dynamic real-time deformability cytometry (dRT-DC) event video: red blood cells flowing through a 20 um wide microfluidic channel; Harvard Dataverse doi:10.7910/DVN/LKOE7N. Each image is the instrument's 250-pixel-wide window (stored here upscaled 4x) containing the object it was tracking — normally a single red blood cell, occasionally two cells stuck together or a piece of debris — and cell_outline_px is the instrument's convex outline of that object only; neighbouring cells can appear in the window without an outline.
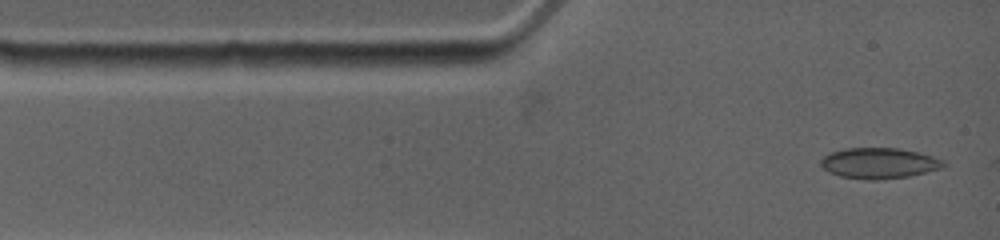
{"species": "common noctule bat (a hibernating species)", "species_latin": "Nyctalus noctula", "temperature_condition": "warm", "stored_images_in_passage": 4, "camera_frame_rate_fps": 4500, "um_per_image_px": 0.085, "animal": {"sex": "female", "body_mass_g": 19.0, "forearm_length_mm": 53.3}, "frame": {"image": 1, "passage_image": 1, "time_ms": 0.0, "image_size_px": [1000, 240], "cell_outline_px": [[948, 164], [944, 168], [908, 176], [876, 180], [868, 180], [840, 176], [828, 172], [820, 164], [820, 160], [824, 156], [832, 152], [844, 148], [896, 148], [916, 152], [932, 156], [944, 160]], "centroid_in_image_um": [74.73, 13.87], "position_along_channel_um": 10.3, "area_um2": 21.96}}